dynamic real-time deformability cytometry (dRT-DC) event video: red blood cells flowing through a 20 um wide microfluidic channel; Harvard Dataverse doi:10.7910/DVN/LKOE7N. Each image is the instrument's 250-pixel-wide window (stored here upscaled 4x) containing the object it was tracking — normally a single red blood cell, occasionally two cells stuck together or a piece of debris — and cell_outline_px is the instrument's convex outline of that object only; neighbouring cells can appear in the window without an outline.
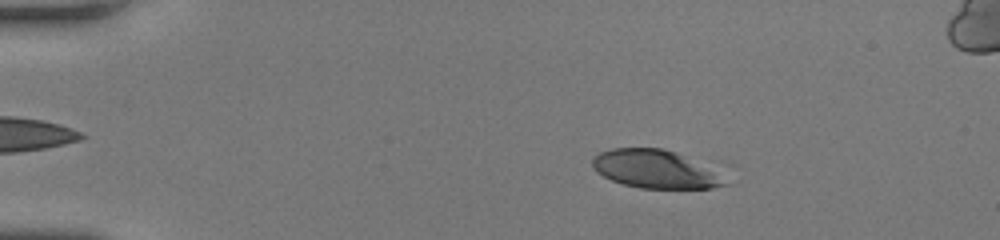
{"species": "human", "species_latin": "Homo sapiens", "temperature_condition": "room temperature", "stored_images_in_passage": 46, "camera_frame_rate_fps": 3000, "um_per_image_px": 0.085, "donor": {"sex": "female"}, "frame": {"image": 1, "passage_image": 4, "time_ms": 1.0, "image_size_px": [1000, 240], "cell_outline_px": [[728, 184], [712, 188], [640, 188], [624, 184], [612, 180], [596, 172], [592, 168], [592, 156], [600, 152], [612, 148], [664, 148], [676, 152], [712, 172]], "centroid_in_image_um": [55.53, 14.37], "position_along_channel_um": 29.5, "area_um2": 28.61}}
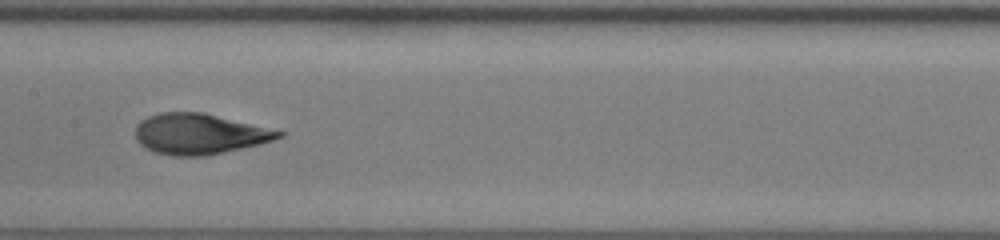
{"frame": {"image": 2, "passage_image": 22, "time_ms": 7.0, "image_size_px": [1000, 240], "cell_outline_px": [[284, 136], [260, 144], [204, 156], [176, 156], [156, 152], [140, 144], [136, 140], [136, 124], [140, 120], [148, 116], [160, 112], [204, 112], [284, 132]], "centroid_in_image_um": [16.92, 11.37], "position_along_channel_um": 190.5, "area_um2": 33.64}}
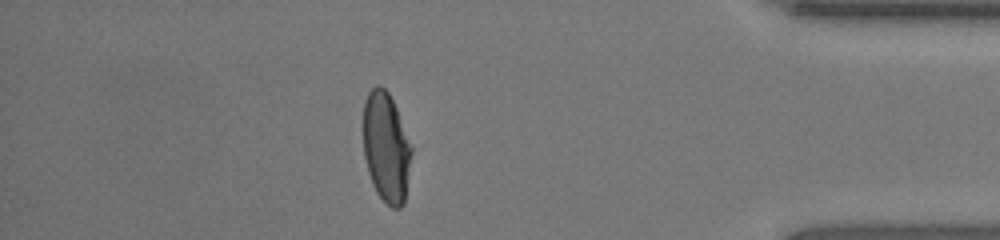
{"frame": {"image": 3, "passage_image": 40, "time_ms": 13.0, "image_size_px": [1000, 240], "cell_outline_px": [[412, 152], [404, 204], [400, 208], [392, 208], [376, 192], [372, 184], [368, 172], [364, 156], [364, 100], [368, 92], [376, 84], [380, 84], [388, 92], [396, 108], [412, 148]], "centroid_in_image_um": [32.82, 12.52], "position_along_channel_um": 402.4, "area_um2": 30.75}, "authors_computed_cell_mechanics": {"area_um2": 33.3506, "velocity_mm_per_s": 4.1061, "shape_relaxation_time_tau1_ms": 4.4883, "shape_relaxation_time_tau2_ms": 0.8066, "deformation_change_tau1": 0.2263, "deformation_change_tau2": 0.0753}}